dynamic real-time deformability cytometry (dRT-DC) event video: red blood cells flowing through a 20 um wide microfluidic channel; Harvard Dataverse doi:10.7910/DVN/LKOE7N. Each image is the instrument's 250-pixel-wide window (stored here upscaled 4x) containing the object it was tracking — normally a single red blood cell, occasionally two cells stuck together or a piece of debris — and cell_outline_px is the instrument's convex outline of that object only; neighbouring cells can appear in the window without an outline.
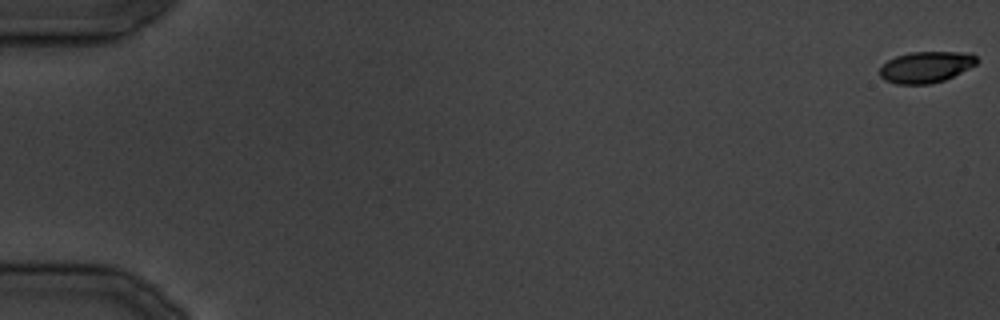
{"species": "common noctule bat (a hibernating species)", "species_latin": "Nyctalus noctula", "temperature_condition": "cold", "stored_images_in_passage": 34, "camera_frame_rate_fps": 3000, "um_per_image_px": 0.085, "animal": {"sex": "male", "body_mass_g": 19.5, "forearm_length_mm": 54.6}, "frame": {"image": 1, "passage_image": 1, "time_ms": 0.0, "image_size_px": [1000, 320], "cell_outline_px": [[980, 60], [976, 64], [944, 80], [928, 84], [896, 84], [884, 80], [880, 76], [880, 68], [888, 60], [896, 56], [912, 52], [972, 52]], "centroid_in_image_um": [78.72, 5.69], "position_along_channel_um": 6.3, "area_um2": 17.63}}
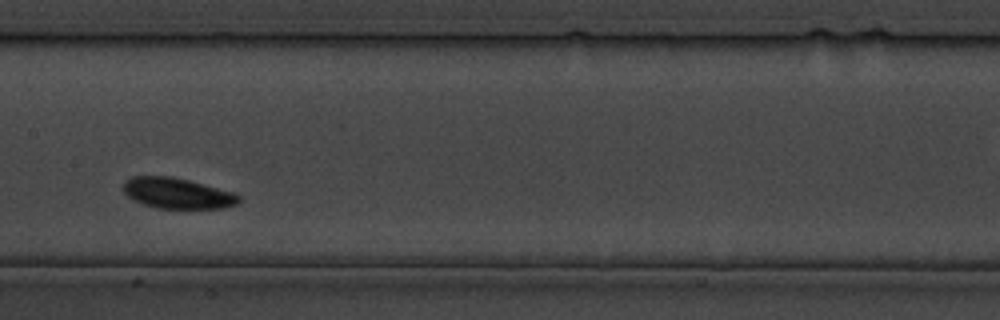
{"frame": {"image": 2, "passage_image": 15, "time_ms": 17.667, "image_size_px": [1000, 320], "cell_outline_px": [[240, 200], [236, 204], [228, 208], [156, 208], [132, 200], [124, 192], [124, 180], [132, 176], [172, 176], [188, 180], [232, 192], [240, 196]], "centroid_in_image_um": [15.05, 16.43], "position_along_channel_um": 192.4, "area_um2": 20.58}}
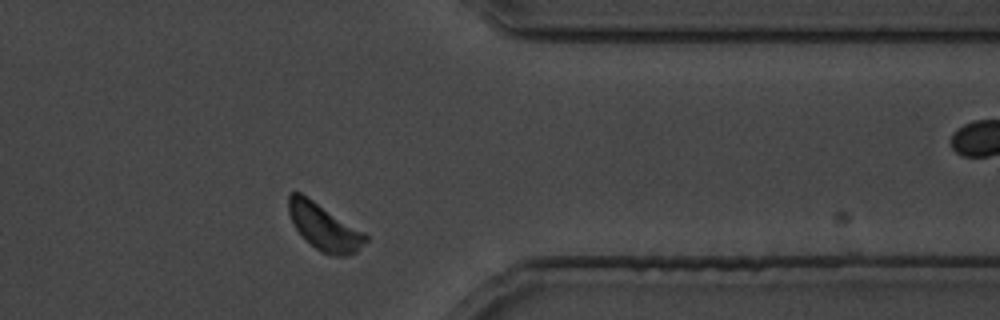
{"frame": {"image": 3, "passage_image": 26, "time_ms": 31.0, "image_size_px": [1000, 320], "cell_outline_px": [[368, 240], [356, 252], [348, 256], [336, 256], [320, 252], [296, 228], [288, 212], [288, 192], [300, 192], [364, 232], [368, 236]], "centroid_in_image_um": [27.57, 19.3], "position_along_channel_um": 383.8, "area_um2": 20.46}}